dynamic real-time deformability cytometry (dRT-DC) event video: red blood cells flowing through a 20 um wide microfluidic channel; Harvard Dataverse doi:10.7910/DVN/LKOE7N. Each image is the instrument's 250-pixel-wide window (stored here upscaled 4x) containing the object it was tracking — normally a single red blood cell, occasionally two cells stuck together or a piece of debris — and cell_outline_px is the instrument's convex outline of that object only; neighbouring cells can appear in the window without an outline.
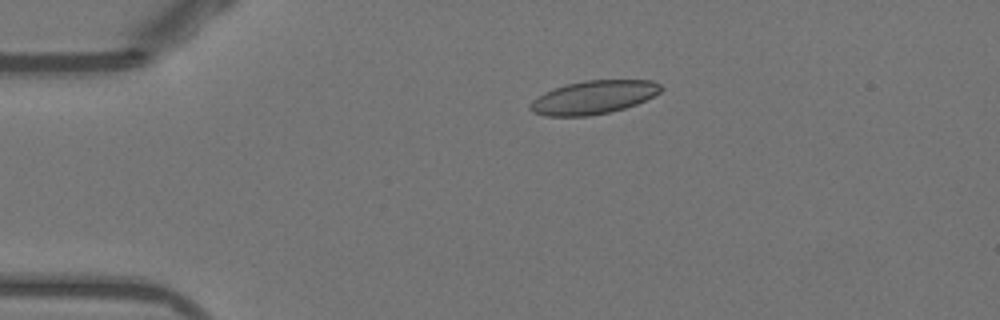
{"species": "Egyptian fruit bat (a non-hibernating species)", "species_latin": "Rousettus aegyptiacus", "temperature_condition": "warm", "stored_images_in_passage": 43, "camera_frame_rate_fps": 3000, "um_per_image_px": 0.085, "animal": {"sex": "female"}, "frame": {"image": 1, "passage_image": 2, "time_ms": 0.333, "image_size_px": [1000, 320], "cell_outline_px": [[664, 88], [660, 92], [636, 104], [624, 108], [608, 112], [588, 116], [548, 116], [532, 112], [528, 108], [528, 104], [532, 100], [544, 92], [564, 84], [584, 80], [652, 80], [660, 84]], "centroid_in_image_um": [50.41, 8.26], "position_along_channel_um": 34.6, "area_um2": 25.49}}
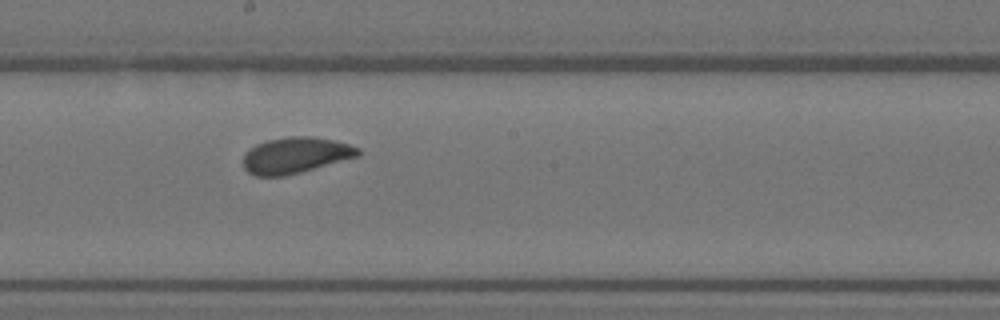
{"frame": {"image": 2, "passage_image": 20, "time_ms": 6.333, "image_size_px": [1000, 320], "cell_outline_px": [[360, 156], [300, 172], [284, 176], [256, 176], [248, 172], [244, 168], [244, 152], [248, 148], [256, 144], [268, 140], [288, 136], [312, 136], [332, 140], [348, 144], [360, 148]], "centroid_in_image_um": [25.1, 13.19], "position_along_channel_um": 223.1, "area_um2": 24.16}}
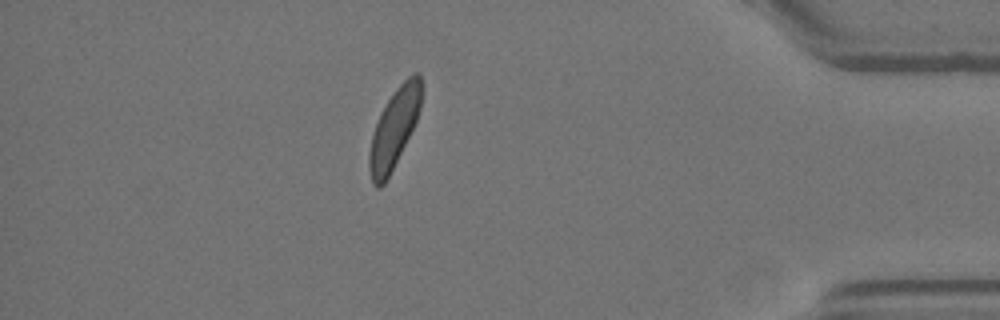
{"frame": {"image": 3, "passage_image": 37, "time_ms": 12.0, "image_size_px": [1000, 320], "cell_outline_px": [[420, 108], [416, 120], [384, 184], [380, 188], [376, 188], [372, 184], [368, 168], [368, 152], [372, 136], [380, 112], [396, 88], [408, 76], [416, 72], [420, 72]], "centroid_in_image_um": [33.45, 10.94], "position_along_channel_um": 401.7, "area_um2": 23.35}, "authors_computed_cell_mechanics": {"area_um2": 24.3916, "velocity_mm_per_s": 3.8715, "shape_relaxation_time_tau1_ms": 5.5733, "shape_relaxation_time_tau2_ms": 1.0149, "deformation_change_tau1": 0.1435, "deformation_change_tau2": 0.0548}}